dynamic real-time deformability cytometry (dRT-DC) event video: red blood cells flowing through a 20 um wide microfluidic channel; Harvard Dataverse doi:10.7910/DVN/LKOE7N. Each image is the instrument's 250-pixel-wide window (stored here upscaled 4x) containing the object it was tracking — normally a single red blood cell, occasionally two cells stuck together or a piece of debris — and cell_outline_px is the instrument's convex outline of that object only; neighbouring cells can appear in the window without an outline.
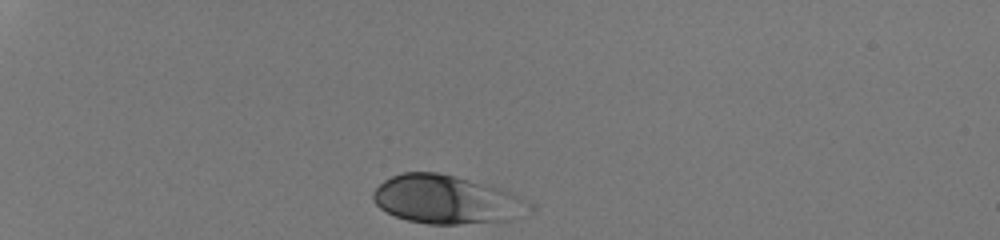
{"species": "human", "species_latin": "Homo sapiens", "temperature_condition": "room temperature", "stored_images_in_passage": 32, "camera_frame_rate_fps": 3000, "um_per_image_px": 0.085, "donor": {"sex": "male"}, "frame": {"image": 1, "passage_image": 1, "time_ms": 0.0, "image_size_px": [1000, 240], "cell_outline_px": [[536, 208], [508, 220], [456, 224], [428, 224], [408, 220], [396, 216], [380, 208], [376, 204], [372, 196], [372, 192], [384, 180], [392, 176], [404, 172], [436, 172], [484, 184], [512, 192], [536, 204]], "centroid_in_image_um": [37.98, 16.97], "position_along_channel_um": 47.0, "area_um2": 43.87}}
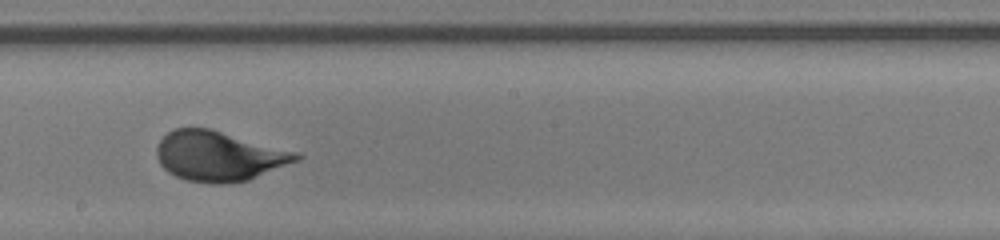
{"frame": {"image": 2, "passage_image": 19, "time_ms": 6.0, "image_size_px": [1000, 240], "cell_outline_px": [[304, 156], [300, 160], [248, 180], [228, 184], [208, 184], [188, 180], [176, 176], [168, 172], [160, 164], [156, 156], [156, 148], [160, 140], [168, 132], [176, 128], [208, 128], [300, 152]], "centroid_in_image_um": [18.64, 13.28], "position_along_channel_um": 229.6, "area_um2": 40.81}}
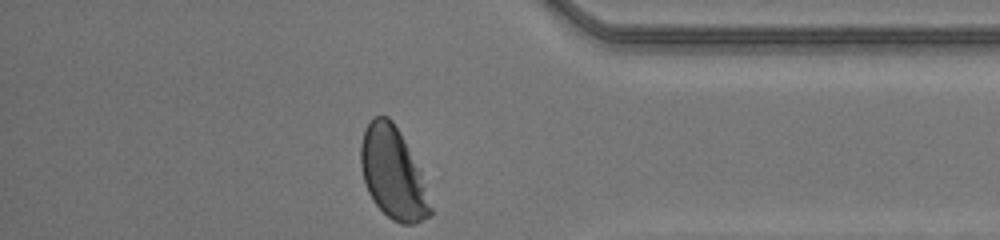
{"frame": {"image": 3, "passage_image": 32, "time_ms": 10.333, "image_size_px": [1000, 240], "cell_outline_px": [[432, 212], [428, 216], [416, 224], [400, 224], [392, 220], [372, 200], [368, 192], [364, 180], [360, 164], [360, 144], [364, 128], [372, 116], [388, 116], [392, 120], [420, 172], [432, 208]], "centroid_in_image_um": [33.35, 14.73], "position_along_channel_um": 401.8, "area_um2": 36.53}, "authors_computed_cell_mechanics": {"area_um2": 40.0265, "velocity_mm_per_s": 4.1563, "shape_relaxation_time_tau1_ms": 2.5157, "shape_relaxation_time_tau2_ms": null, "deformation_change_tau1": 0.1432, "deformation_change_tau2": null}}